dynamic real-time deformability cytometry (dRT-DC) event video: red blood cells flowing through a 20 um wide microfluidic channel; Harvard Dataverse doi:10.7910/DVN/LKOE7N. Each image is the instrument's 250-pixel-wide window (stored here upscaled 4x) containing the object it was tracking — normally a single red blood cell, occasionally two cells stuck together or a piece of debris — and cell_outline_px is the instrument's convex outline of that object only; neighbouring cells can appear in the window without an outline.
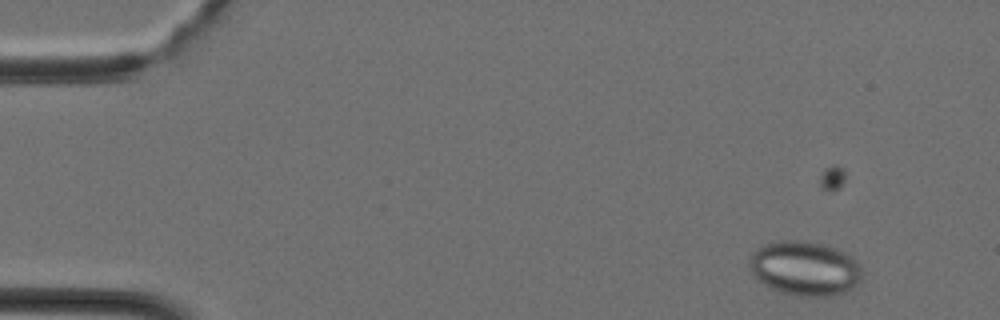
{"species": "Egyptian fruit bat (a non-hibernating species)", "species_latin": "Rousettus aegyptiacus", "temperature_condition": "cold", "stored_images_in_passage": 42, "camera_frame_rate_fps": 3000, "um_per_image_px": 0.085, "animal": {"sex": "female"}, "frame": {"image": 1, "passage_image": 7, "time_ms": 2.0, "image_size_px": [1000, 320], "cell_outline_px": [[860, 280], [852, 288], [836, 296], [796, 296], [780, 292], [764, 284], [752, 272], [752, 252], [756, 248], [764, 244], [780, 240], [808, 240], [824, 244], [836, 248], [852, 256], [860, 264]], "centroid_in_image_um": [68.44, 22.8], "position_along_channel_um": 16.6, "area_um2": 35.66}}
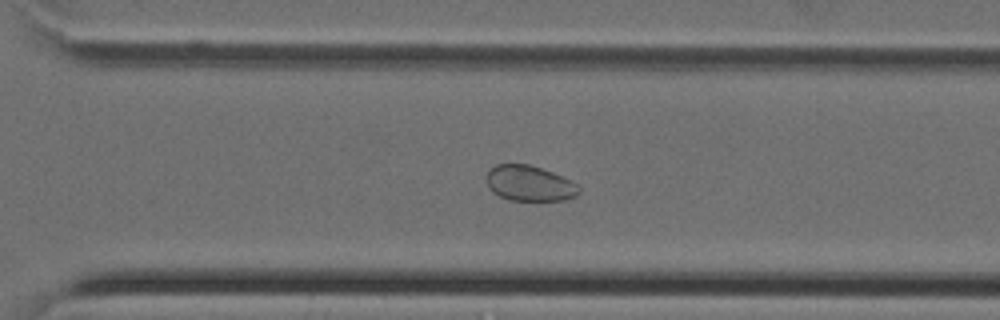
{"frame": {"image": 2, "passage_image": 31, "time_ms": 10.0, "image_size_px": [1000, 320], "cell_outline_px": [[580, 192], [576, 196], [564, 200], [508, 200], [492, 192], [488, 188], [488, 168], [496, 164], [532, 164], [564, 176], [572, 180], [580, 188]], "centroid_in_image_um": [45.03, 15.57], "position_along_channel_um": 325.6, "area_um2": 19.36}}
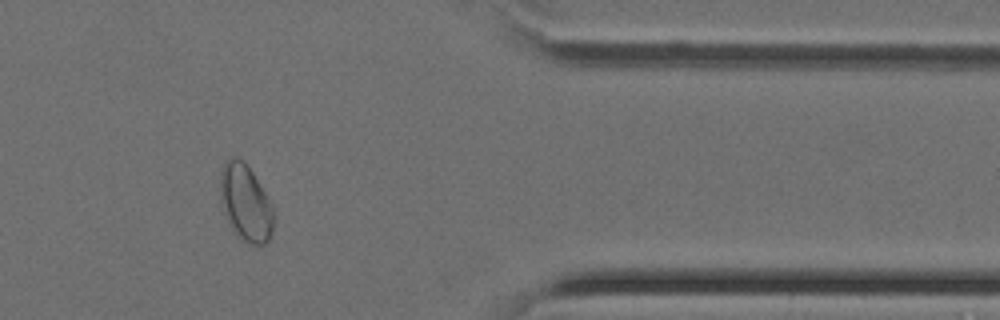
{"frame": {"image": 3, "passage_image": 36, "time_ms": 11.667, "image_size_px": [1000, 320], "cell_outline_px": [[276, 216], [272, 232], [268, 240], [264, 244], [248, 244], [236, 236], [228, 224], [220, 200], [220, 172], [224, 160], [232, 156], [236, 156], [244, 160], [252, 172], [272, 204]], "centroid_in_image_um": [20.86, 17.23], "position_along_channel_um": 390.5, "area_um2": 24.45}}